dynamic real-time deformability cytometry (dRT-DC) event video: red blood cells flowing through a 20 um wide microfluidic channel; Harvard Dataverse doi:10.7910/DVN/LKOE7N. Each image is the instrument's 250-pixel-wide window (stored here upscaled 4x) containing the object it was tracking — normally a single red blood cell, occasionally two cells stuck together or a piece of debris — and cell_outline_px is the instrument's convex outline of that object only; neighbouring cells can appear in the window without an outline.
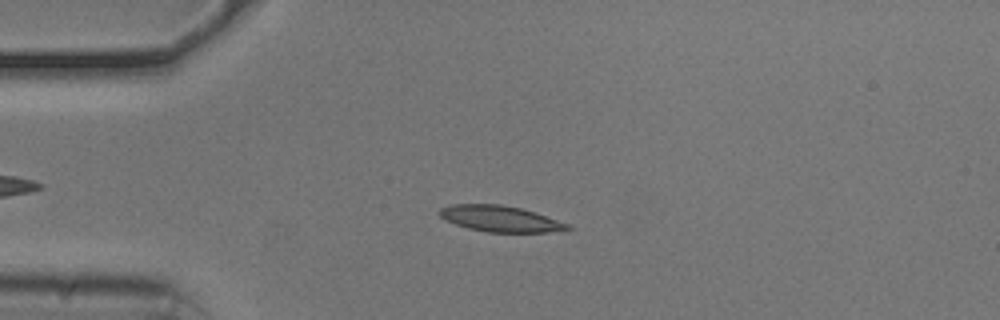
{"species": "common noctule bat (a hibernating species)", "species_latin": "Nyctalus noctula", "temperature_condition": "cold", "stored_images_in_passage": 49, "camera_frame_rate_fps": 3000, "um_per_image_px": 0.085, "animal": {"sex": "male", "body_mass_g": 20.5, "forearm_length_mm": 52.5}, "frame": {"image": 1, "passage_image": 9, "time_ms": 2.667, "image_size_px": [1000, 320], "cell_outline_px": [[572, 228], [548, 232], [488, 232], [468, 228], [444, 220], [440, 216], [440, 208], [452, 204], [500, 204], [520, 208], [536, 212], [568, 224]], "centroid_in_image_um": [42.49, 18.58], "position_along_channel_um": 42.5, "area_um2": 19.25}}
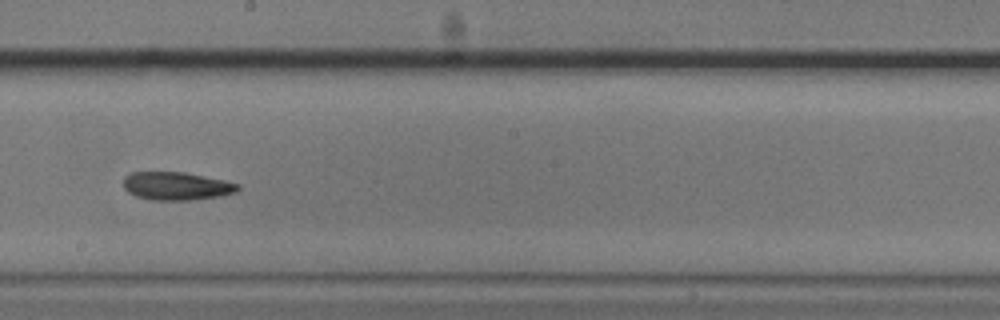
{"frame": {"image": 2, "passage_image": 26, "time_ms": 8.333, "image_size_px": [1000, 320], "cell_outline_px": [[240, 188], [236, 192], [220, 196], [192, 200], [152, 200], [136, 196], [128, 192], [124, 188], [124, 176], [132, 172], [184, 172], [224, 180], [240, 184]], "centroid_in_image_um": [15.01, 15.81], "position_along_channel_um": 233.2, "area_um2": 18.79}}
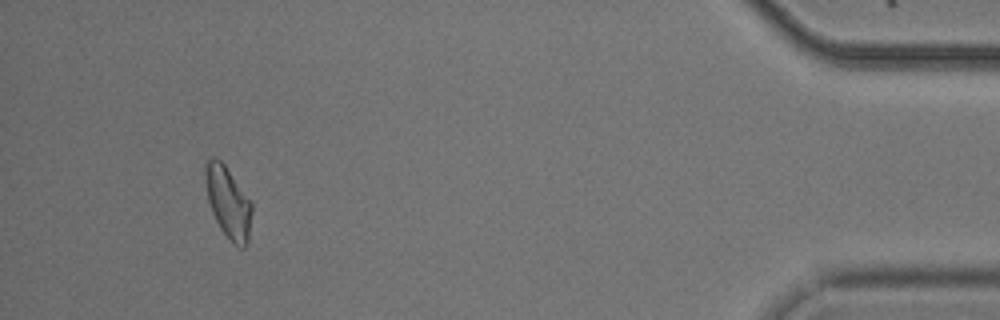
{"frame": {"image": 3, "passage_image": 46, "time_ms": 15.0, "image_size_px": [1000, 320], "cell_outline_px": [[252, 212], [248, 244], [244, 248], [240, 248], [232, 244], [220, 228], [212, 212], [208, 200], [204, 180], [204, 164], [208, 160], [220, 160], [224, 164], [252, 204]], "centroid_in_image_um": [19.39, 17.26], "position_along_channel_um": 415.8, "area_um2": 19.25}, "authors_computed_cell_mechanics": {"area_um2": 18.8428, "velocity_mm_per_s": 3.756, "shape_relaxation_time_tau1_ms": 3.6085, "shape_relaxation_time_tau2_ms": 4.5622, "deformation_change_tau1": 0.1118, "deformation_change_tau2": 0.1159}}